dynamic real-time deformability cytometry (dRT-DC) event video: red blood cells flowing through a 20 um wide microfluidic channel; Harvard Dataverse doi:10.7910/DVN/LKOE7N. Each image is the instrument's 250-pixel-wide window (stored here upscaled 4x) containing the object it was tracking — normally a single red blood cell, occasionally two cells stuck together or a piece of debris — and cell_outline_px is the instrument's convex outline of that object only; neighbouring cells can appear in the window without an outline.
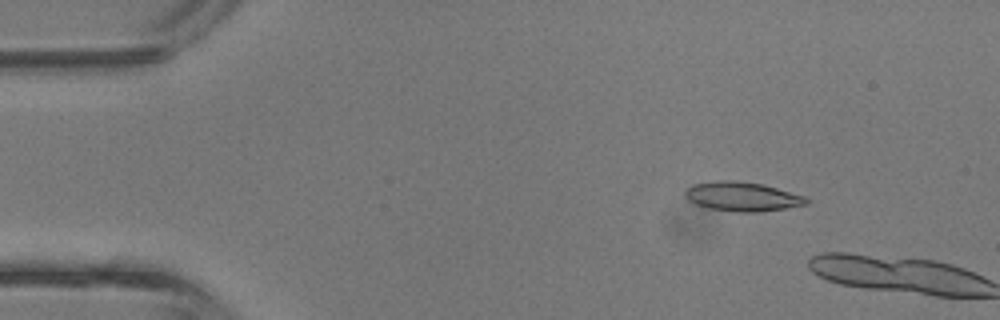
{"species": "common noctule bat (a hibernating species)", "species_latin": "Nyctalus noctula", "temperature_condition": "room temperature", "stored_images_in_passage": 3, "camera_frame_rate_fps": 3000, "um_per_image_px": 0.085, "animal": {"sex": "male", "body_mass_g": 13.3}, "frame": {"image": 1, "passage_image": 2, "time_ms": 0.333, "image_size_px": [1000, 320], "cell_outline_px": [[808, 204], [784, 208], [756, 212], [740, 212], [708, 208], [696, 204], [684, 192], [692, 184], [716, 180], [736, 180], [760, 184], [776, 188], [804, 196], [808, 200]], "centroid_in_image_um": [63.09, 16.7], "position_along_channel_um": 21.9, "area_um2": 20.23}}